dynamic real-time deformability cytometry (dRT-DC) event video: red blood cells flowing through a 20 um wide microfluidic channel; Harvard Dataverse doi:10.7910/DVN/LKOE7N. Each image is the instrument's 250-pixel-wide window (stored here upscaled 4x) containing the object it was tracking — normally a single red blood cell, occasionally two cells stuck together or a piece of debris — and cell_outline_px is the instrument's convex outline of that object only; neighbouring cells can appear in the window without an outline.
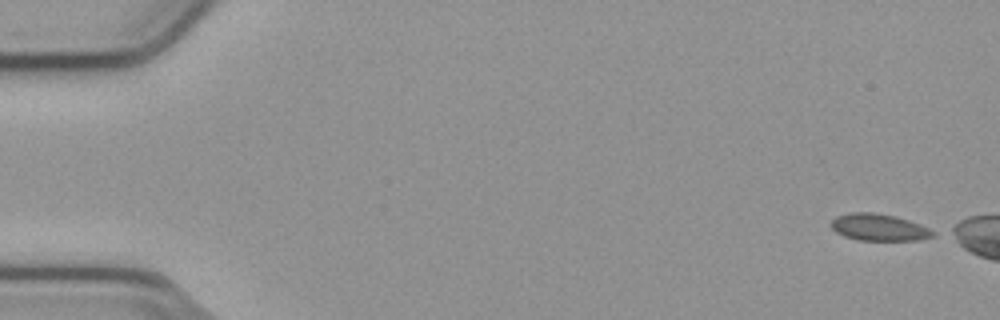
{"species": "common noctule bat (a hibernating species)", "species_latin": "Nyctalus noctula", "temperature_condition": "cold", "stored_images_in_passage": 11, "camera_frame_rate_fps": 3000, "um_per_image_px": 0.085, "animal": {"sex": "male", "body_mass_g": 23.1, "forearm_length_mm": 52.7}, "frame": {"image": 1, "passage_image": 1, "time_ms": 0.0, "image_size_px": [1000, 320], "cell_outline_px": [[936, 236], [920, 240], [856, 240], [844, 236], [836, 232], [828, 224], [836, 216], [848, 212], [872, 212], [896, 216], [920, 224], [936, 232]], "centroid_in_image_um": [74.7, 19.32], "position_along_channel_um": 10.3, "area_um2": 16.18}}